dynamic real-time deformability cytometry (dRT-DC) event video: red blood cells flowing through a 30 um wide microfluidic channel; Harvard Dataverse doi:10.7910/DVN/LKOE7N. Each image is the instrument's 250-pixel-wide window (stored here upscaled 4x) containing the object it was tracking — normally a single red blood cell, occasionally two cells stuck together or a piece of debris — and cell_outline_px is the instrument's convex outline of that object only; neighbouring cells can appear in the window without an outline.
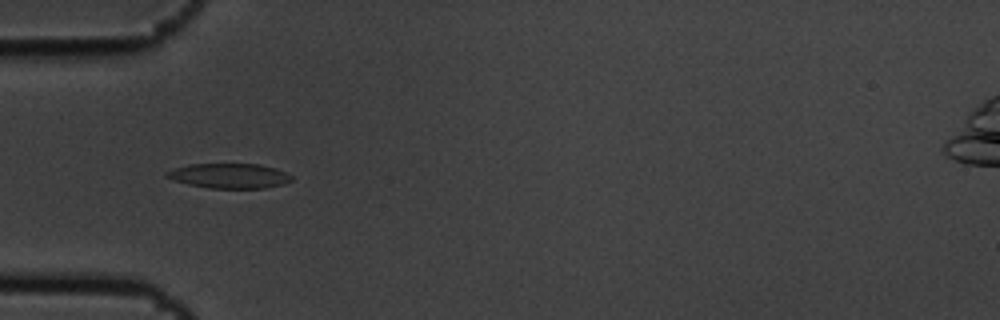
{"species": "common noctule bat (a hibernating species)", "species_latin": "Nyctalus noctula", "temperature_condition": "cold", "stored_images_in_passage": 11, "camera_frame_rate_fps": 3000, "um_per_image_px": 0.085, "animal": {"sex": "male", "body_mass_g": 19.5, "forearm_length_mm": 54.6}, "frame": {"image": 1, "passage_image": 5, "time_ms": 1.333, "image_size_px": [1000, 320], "cell_outline_px": [[292, 180], [284, 184], [264, 188], [212, 188], [188, 184], [164, 176], [164, 172], [188, 164], [260, 164], [276, 168], [292, 176]], "centroid_in_image_um": [19.51, 14.94], "position_along_channel_um": 65.5, "area_um2": 17.98}}
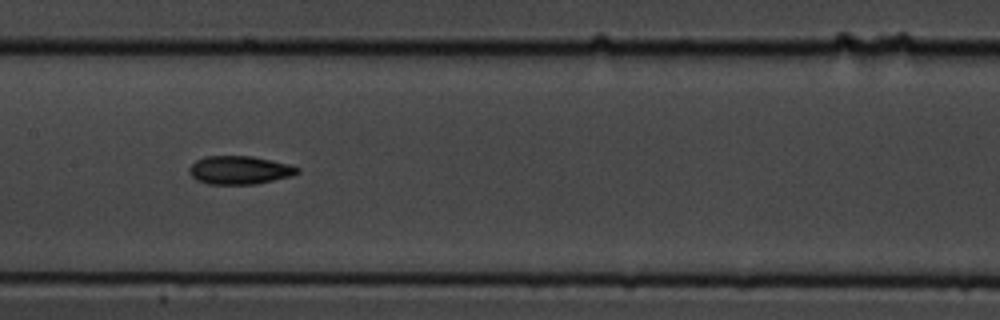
{"frame": {"image": 2, "passage_image": 8, "time_ms": 2.333, "image_size_px": [1000, 320], "cell_outline_px": [[300, 172], [292, 176], [256, 184], [208, 184], [196, 180], [188, 172], [188, 168], [196, 160], [204, 156], [252, 156], [288, 164], [300, 168]], "centroid_in_image_um": [20.35, 14.46], "position_along_channel_um": 187.1, "area_um2": 17.92}}
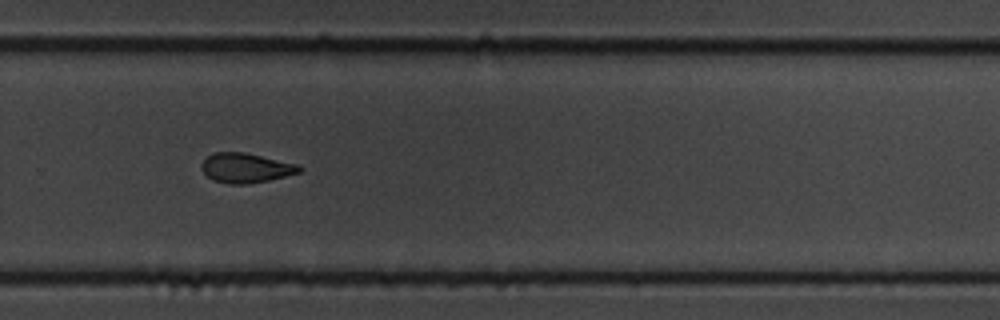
{"frame": {"image": 3, "passage_image": 11, "time_ms": 3.333, "image_size_px": [1000, 320], "cell_outline_px": [[304, 168], [300, 172], [268, 180], [248, 184], [228, 184], [212, 180], [200, 168], [200, 164], [208, 156], [216, 152], [244, 152], [296, 164]], "centroid_in_image_um": [20.86, 14.28], "position_along_channel_um": 308.9, "area_um2": 16.76}}